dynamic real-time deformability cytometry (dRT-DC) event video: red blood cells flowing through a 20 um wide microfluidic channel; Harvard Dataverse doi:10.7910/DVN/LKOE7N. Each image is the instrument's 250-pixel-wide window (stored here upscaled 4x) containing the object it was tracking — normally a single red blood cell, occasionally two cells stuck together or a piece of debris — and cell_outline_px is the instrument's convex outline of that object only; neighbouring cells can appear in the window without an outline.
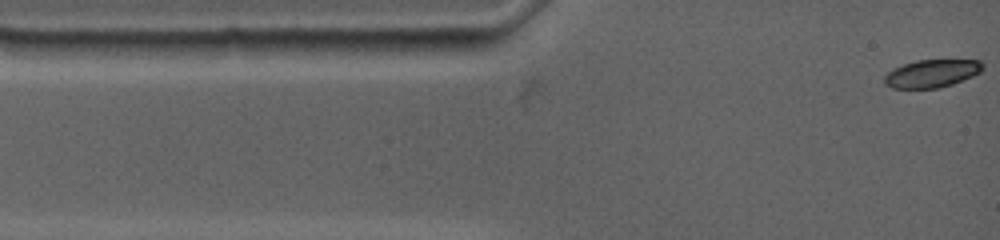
{"species": "common noctule bat (a hibernating species)", "species_latin": "Nyctalus noctula", "temperature_condition": "warm", "stored_images_in_passage": 15, "camera_frame_rate_fps": 4500, "um_per_image_px": 0.085, "animal": {"sex": "female", "body_mass_g": 19.0, "forearm_length_mm": 53.3}, "frame": {"image": 1, "passage_image": 1, "time_ms": 0.0, "image_size_px": [1000, 240], "cell_outline_px": [[984, 68], [980, 72], [972, 76], [952, 84], [940, 88], [892, 88], [884, 84], [884, 76], [892, 68], [916, 60], [980, 60], [984, 64]], "centroid_in_image_um": [79.19, 6.24], "position_along_channel_um": 5.8, "area_um2": 16.01}}
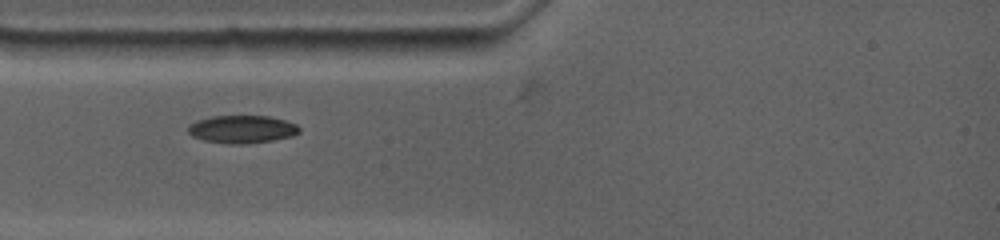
{"frame": {"image": 2, "passage_image": 9, "time_ms": 2.889, "image_size_px": [1000, 240], "cell_outline_px": [[300, 132], [292, 136], [272, 140], [244, 144], [232, 144], [204, 140], [192, 136], [188, 132], [188, 128], [196, 120], [212, 116], [268, 116], [284, 120], [296, 124], [300, 128]], "centroid_in_image_um": [20.58, 10.98], "position_along_channel_um": 64.4, "area_um2": 17.86}}
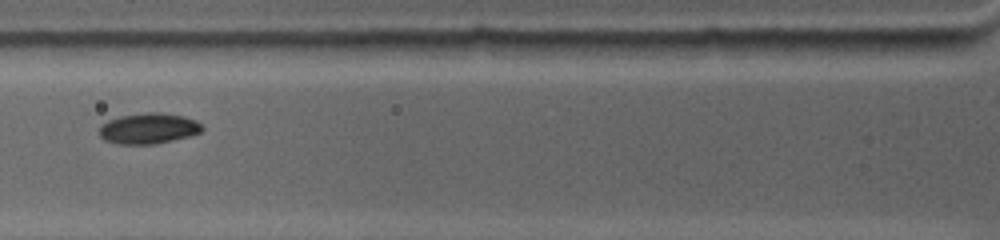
{"frame": {"image": 3, "passage_image": 13, "time_ms": 4.222, "image_size_px": [1000, 240], "cell_outline_px": [[204, 128], [200, 132], [188, 136], [172, 140], [152, 144], [116, 144], [104, 140], [100, 136], [100, 124], [108, 120], [120, 116], [148, 112], [156, 112], [184, 116], [196, 120]], "centroid_in_image_um": [12.59, 10.91], "position_along_channel_um": 113.2, "area_um2": 18.32}}